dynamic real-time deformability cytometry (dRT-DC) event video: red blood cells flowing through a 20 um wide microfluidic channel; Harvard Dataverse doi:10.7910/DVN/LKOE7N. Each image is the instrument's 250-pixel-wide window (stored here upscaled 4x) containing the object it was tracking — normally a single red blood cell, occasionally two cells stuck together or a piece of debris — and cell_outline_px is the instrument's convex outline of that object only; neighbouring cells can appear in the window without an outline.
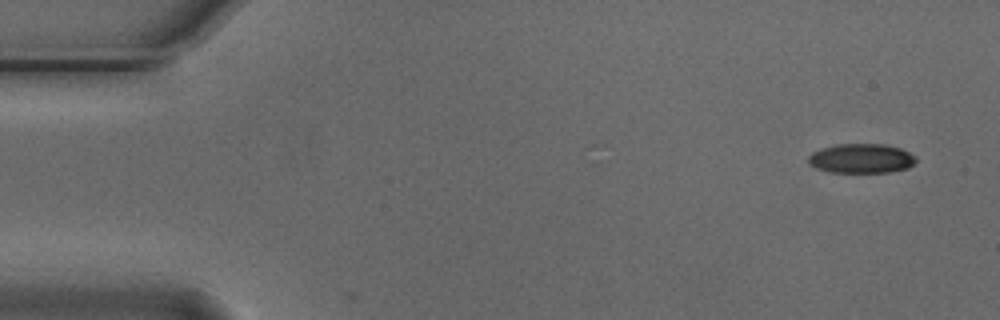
{"species": "Egyptian fruit bat (a non-hibernating species)", "species_latin": "Rousettus aegyptiacus", "temperature_condition": "cold", "stored_images_in_passage": 5, "segment_of_instrument_passage": [1, 2], "camera_frame_rate_fps": 3000, "um_per_image_px": 0.085, "animal": {"sex": "male"}, "frame": {"image": 1, "passage_image": 1, "time_ms": 0.0, "image_size_px": [1000, 320], "cell_outline_px": [[916, 160], [908, 168], [888, 172], [832, 172], [816, 168], [808, 164], [808, 156], [812, 152], [820, 148], [836, 144], [884, 144], [900, 148], [916, 156]], "centroid_in_image_um": [73.18, 13.46], "position_along_channel_um": 11.8, "area_um2": 18.5}}
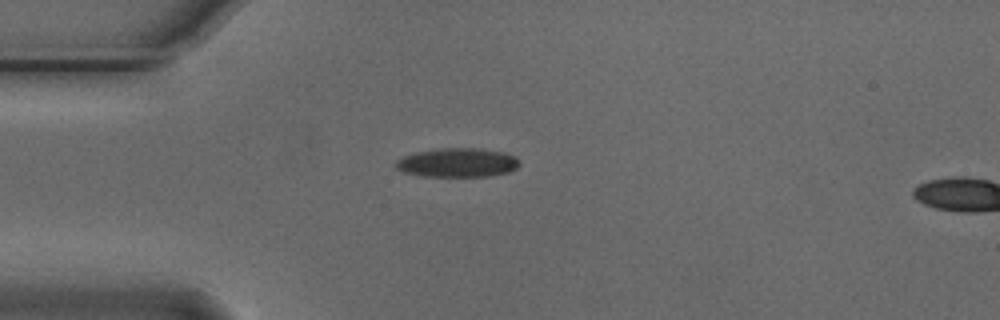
{"frame": {"image": 2, "passage_image": 4, "time_ms": 1.0, "image_size_px": [1000, 320], "cell_outline_px": [[520, 164], [516, 168], [508, 172], [488, 176], [424, 176], [404, 172], [396, 168], [396, 160], [404, 156], [416, 152], [440, 148], [480, 148], [504, 152], [512, 156]], "centroid_in_image_um": [38.87, 13.82], "position_along_channel_um": 46.1, "area_um2": 20.69}}